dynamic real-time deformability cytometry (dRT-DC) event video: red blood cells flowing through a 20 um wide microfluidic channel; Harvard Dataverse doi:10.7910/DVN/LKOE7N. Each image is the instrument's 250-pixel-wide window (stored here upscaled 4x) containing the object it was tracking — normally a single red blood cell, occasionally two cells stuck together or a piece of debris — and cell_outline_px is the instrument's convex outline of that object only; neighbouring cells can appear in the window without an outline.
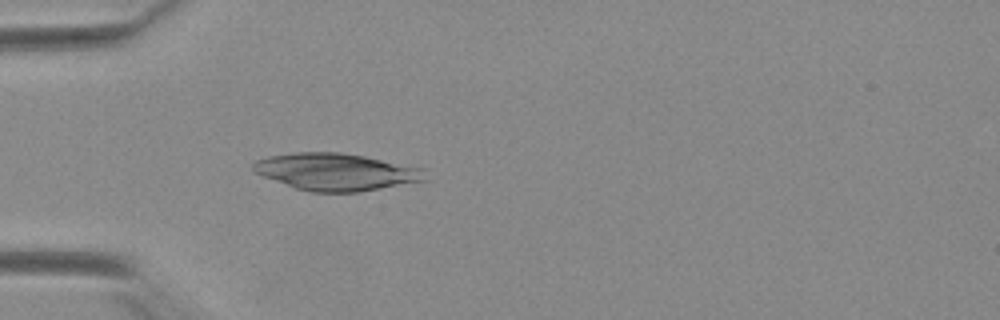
{"species": "Egyptian fruit bat (a non-hibernating species)", "species_latin": "Rousettus aegyptiacus", "temperature_condition": "warm", "stored_images_in_passage": 38, "camera_frame_rate_fps": 3000, "um_per_image_px": 0.085, "animal": {"sex": "female"}, "frame": {"image": 1, "passage_image": 2, "time_ms": 0.333, "image_size_px": [1000, 320], "cell_outline_px": [[428, 180], [360, 192], [312, 192], [296, 188], [252, 172], [252, 164], [256, 160], [268, 156], [296, 152], [340, 152], [364, 156], [428, 168]], "centroid_in_image_um": [28.64, 14.6], "position_along_channel_um": 56.4, "area_um2": 37.69}}
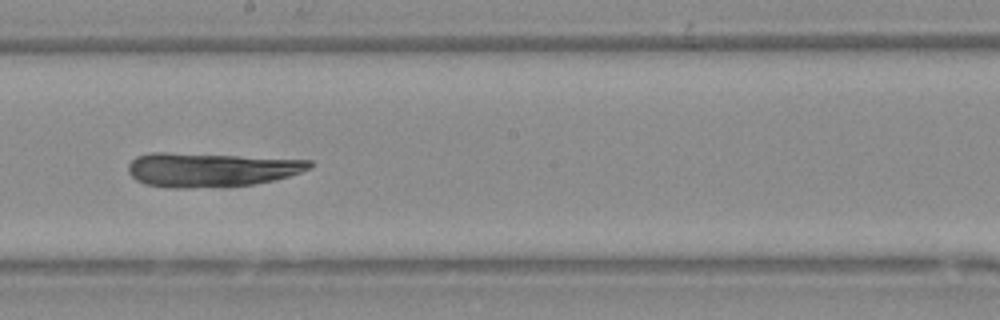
{"frame": {"image": 2, "passage_image": 16, "time_ms": 5.0, "image_size_px": [1000, 320], "cell_outline_px": [[312, 164], [308, 168], [300, 172], [288, 176], [272, 180], [252, 184], [224, 188], [168, 188], [144, 184], [136, 180], [128, 172], [128, 164], [136, 156], [148, 152], [168, 152], [312, 160]], "centroid_in_image_um": [17.84, 14.43], "position_along_channel_um": 230.4, "area_um2": 36.36}}
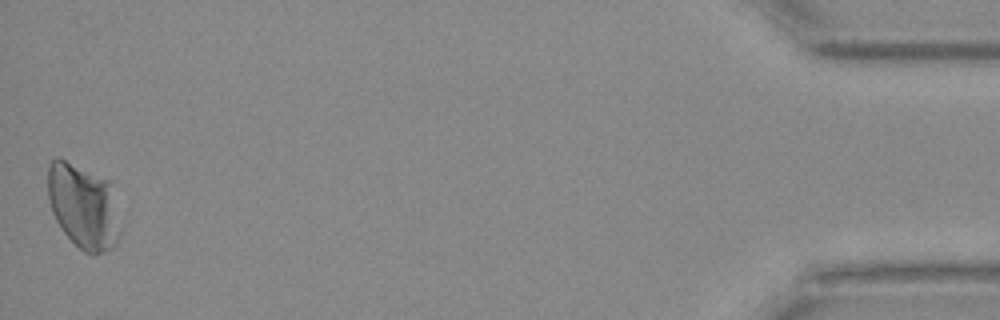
{"frame": {"image": 3, "passage_image": 38, "time_ms": 12.333, "image_size_px": [1000, 320], "cell_outline_px": [[120, 240], [112, 248], [104, 252], [84, 252], [60, 228], [52, 212], [48, 196], [48, 168], [52, 160], [60, 156], [112, 180], [120, 228]], "centroid_in_image_um": [7.11, 17.47], "position_along_channel_um": 428.1, "area_um2": 36.41}}